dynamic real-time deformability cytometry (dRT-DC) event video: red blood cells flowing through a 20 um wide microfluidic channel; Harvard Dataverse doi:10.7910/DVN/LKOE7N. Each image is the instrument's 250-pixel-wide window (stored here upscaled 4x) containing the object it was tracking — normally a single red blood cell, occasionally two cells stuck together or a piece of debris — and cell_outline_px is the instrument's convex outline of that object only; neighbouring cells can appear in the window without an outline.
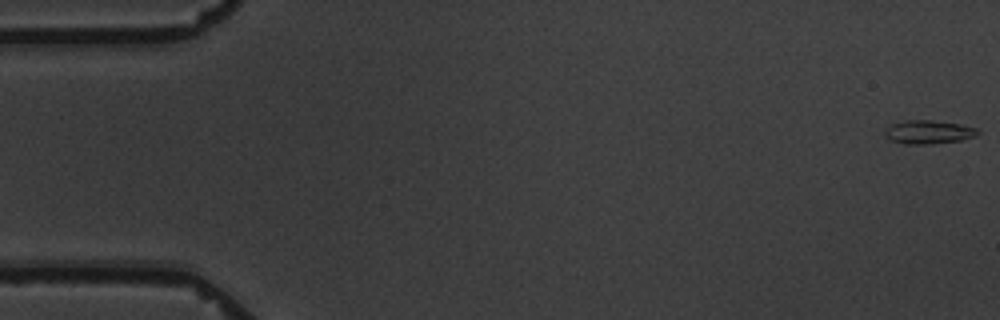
{"species": "common noctule bat (a hibernating species)", "species_latin": "Nyctalus noctula", "temperature_condition": "warm", "stored_images_in_passage": 5, "camera_frame_rate_fps": 3000, "um_per_image_px": 0.085, "animal": {"sex": "male", "body_mass_g": 19.5, "forearm_length_mm": 54.6}, "frame": {"image": 1, "passage_image": 1, "time_ms": 0.0, "image_size_px": [1000, 320], "cell_outline_px": [[980, 132], [976, 136], [960, 140], [932, 144], [904, 144], [892, 140], [884, 132], [892, 124], [904, 120], [932, 120], [960, 124], [976, 128]], "centroid_in_image_um": [78.96, 11.22], "position_along_channel_um": 6.0, "area_um2": 12.6}}
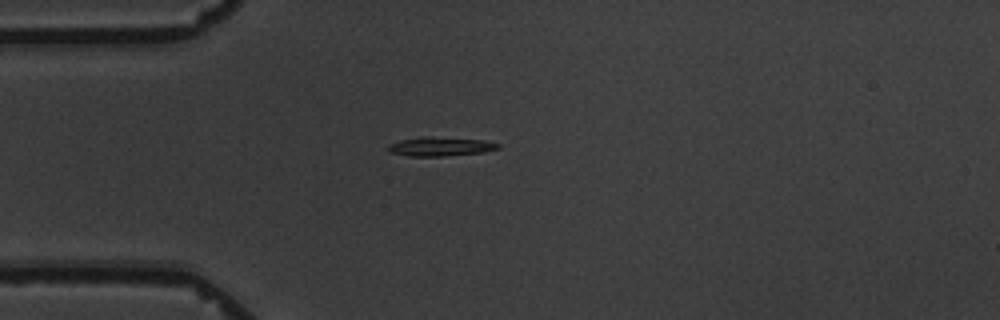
{"frame": {"image": 2, "passage_image": 5, "time_ms": 5.0, "image_size_px": [1000, 320], "cell_outline_px": [[500, 148], [484, 152], [444, 156], [408, 156], [392, 152], [388, 148], [388, 144], [400, 140], [420, 136], [428, 136], [484, 140], [500, 144]], "centroid_in_image_um": [37.44, 12.44], "position_along_channel_um": 47.6, "area_um2": 12.2}}